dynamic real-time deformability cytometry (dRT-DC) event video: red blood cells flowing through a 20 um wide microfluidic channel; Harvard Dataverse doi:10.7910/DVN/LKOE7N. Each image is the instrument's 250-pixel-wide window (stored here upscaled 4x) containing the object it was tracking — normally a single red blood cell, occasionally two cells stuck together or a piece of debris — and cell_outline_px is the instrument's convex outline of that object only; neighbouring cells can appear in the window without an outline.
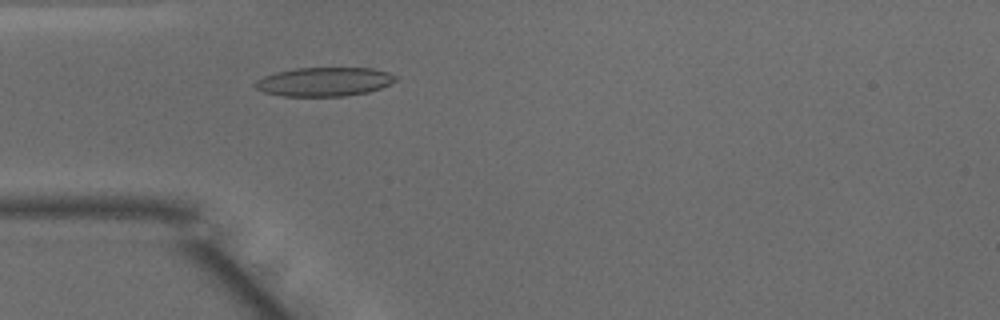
{"species": "common noctule bat (a hibernating species)", "species_latin": "Nyctalus noctula", "temperature_condition": "warm", "stored_images_in_passage": 5, "camera_frame_rate_fps": 3000, "um_per_image_px": 0.085, "animal": {"sex": "male", "body_mass_g": 15.6}, "frame": {"image": 1, "passage_image": 1, "time_ms": 0.0, "image_size_px": [1000, 320], "cell_outline_px": [[400, 76], [396, 80], [380, 88], [368, 92], [344, 96], [284, 96], [264, 92], [256, 88], [252, 84], [256, 80], [264, 76], [276, 72], [296, 68], [372, 68], [388, 72]], "centroid_in_image_um": [27.56, 6.94], "position_along_channel_um": 57.4, "area_um2": 23.7}}
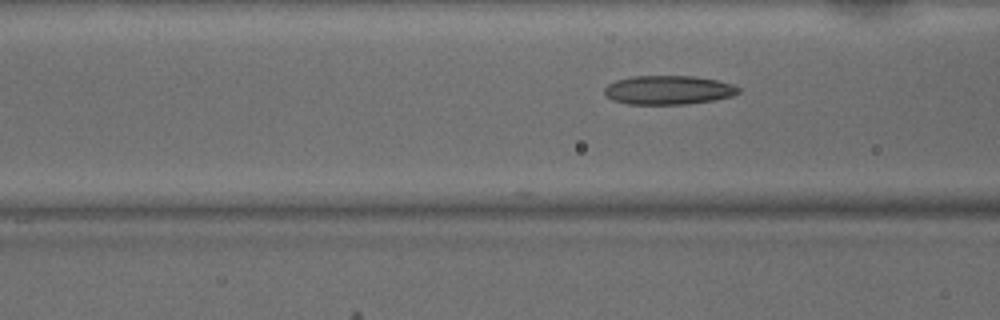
{"frame": {"image": 2, "passage_image": 5, "time_ms": 1.333, "image_size_px": [1000, 320], "cell_outline_px": [[740, 92], [732, 96], [712, 100], [684, 104], [628, 104], [612, 100], [604, 92], [604, 88], [608, 84], [616, 80], [632, 76], [692, 76], [716, 80], [732, 84], [740, 88]], "centroid_in_image_um": [56.8, 7.65], "position_along_channel_um": 109.8, "area_um2": 22.48}}